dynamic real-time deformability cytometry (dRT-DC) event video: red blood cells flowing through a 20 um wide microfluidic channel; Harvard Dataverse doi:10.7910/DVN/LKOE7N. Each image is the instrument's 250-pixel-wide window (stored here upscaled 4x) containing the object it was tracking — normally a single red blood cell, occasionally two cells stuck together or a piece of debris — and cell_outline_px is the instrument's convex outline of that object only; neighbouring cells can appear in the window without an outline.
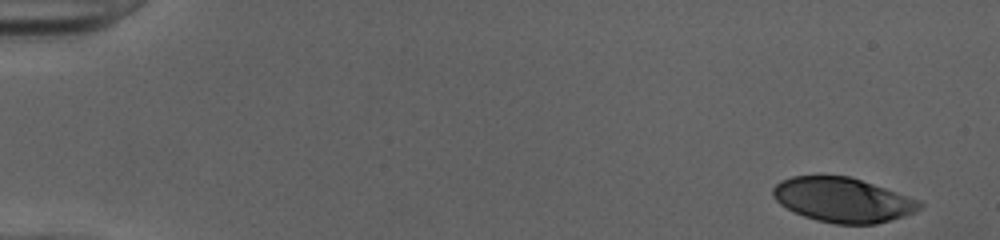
{"species": "human", "species_latin": "Homo sapiens", "temperature_condition": "cold", "stored_images_in_passage": 49, "camera_frame_rate_fps": 3000, "um_per_image_px": 0.085, "donor": {"sex": "female"}, "frame": {"image": 1, "passage_image": 1, "time_ms": 0.0, "image_size_px": [1000, 240], "cell_outline_px": [[924, 204], [916, 212], [904, 216], [876, 224], [836, 224], [816, 220], [804, 216], [780, 204], [772, 196], [772, 188], [780, 180], [792, 176], [848, 176], [920, 200]], "centroid_in_image_um": [71.63, 17.0], "position_along_channel_um": 13.4, "area_um2": 37.86}}
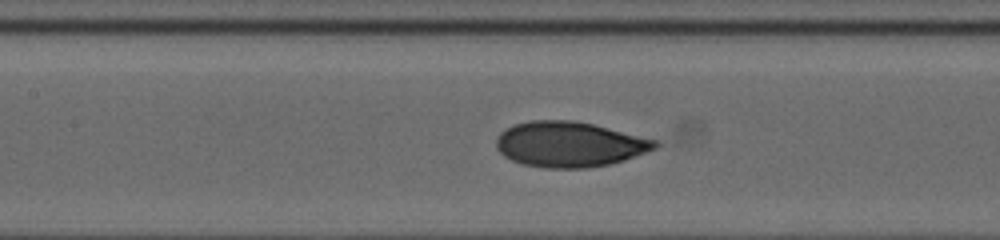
{"frame": {"image": 2, "passage_image": 23, "time_ms": 7.333, "image_size_px": [1000, 240], "cell_outline_px": [[660, 144], [656, 148], [624, 160], [608, 164], [588, 168], [544, 168], [524, 164], [512, 160], [504, 156], [496, 148], [496, 136], [500, 132], [512, 124], [532, 120], [572, 120], [592, 124], [656, 140]], "centroid_in_image_um": [48.35, 12.26], "position_along_channel_um": 159.0, "area_um2": 41.85}}
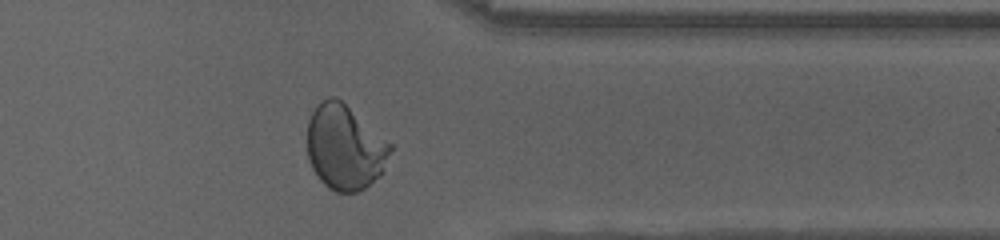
{"frame": {"image": 3, "passage_image": 40, "time_ms": 13.0, "image_size_px": [1000, 240], "cell_outline_px": [[392, 148], [380, 176], [364, 188], [356, 192], [336, 192], [328, 188], [316, 176], [308, 160], [308, 120], [316, 104], [328, 96], [336, 96], [392, 144]], "centroid_in_image_um": [29.29, 12.52], "position_along_channel_um": 382.1, "area_um2": 41.04}, "authors_computed_cell_mechanics": {"area_um2": 40.9224, "velocity_mm_per_s": 4.0333, "shape_relaxation_time_tau1_ms": 6.4144, "shape_relaxation_time_tau2_ms": 0.8624, "deformation_change_tau1": 0.2278, "deformation_change_tau2": 0.0496}}